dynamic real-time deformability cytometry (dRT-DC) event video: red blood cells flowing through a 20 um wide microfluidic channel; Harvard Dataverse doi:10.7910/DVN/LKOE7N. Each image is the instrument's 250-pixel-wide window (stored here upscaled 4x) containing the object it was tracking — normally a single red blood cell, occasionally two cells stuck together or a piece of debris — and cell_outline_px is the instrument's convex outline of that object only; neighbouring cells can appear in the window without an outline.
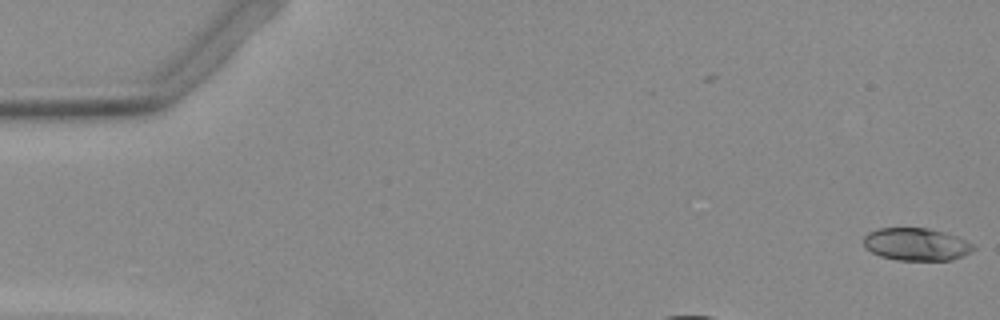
{"species": "Egyptian fruit bat (a non-hibernating species)", "species_latin": "Rousettus aegyptiacus", "temperature_condition": "warm", "stored_images_in_passage": 36, "camera_frame_rate_fps": 3000, "um_per_image_px": 0.085, "animal": {"sex": "female"}, "frame": {"image": 1, "passage_image": 1, "time_ms": 0.0, "image_size_px": [1000, 320], "cell_outline_px": [[976, 248], [972, 252], [952, 260], [896, 260], [880, 256], [864, 248], [864, 236], [868, 232], [880, 228], [928, 228], [944, 232], [956, 236], [972, 244]], "centroid_in_image_um": [77.87, 20.77], "position_along_channel_um": 7.1, "area_um2": 20.87}}
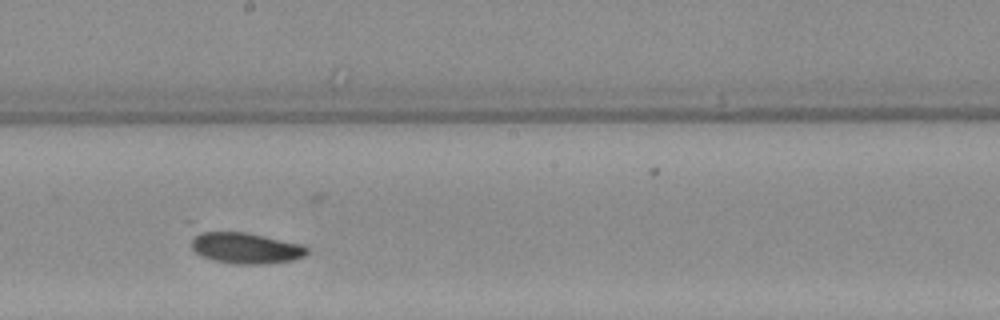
{"frame": {"image": 2, "passage_image": 23, "time_ms": 7.333, "image_size_px": [1000, 320], "cell_outline_px": [[308, 252], [304, 256], [292, 260], [272, 264], [232, 264], [212, 260], [200, 256], [192, 248], [184, 220], [192, 220], [304, 244], [308, 248]], "centroid_in_image_um": [20.44, 20.86], "position_along_channel_um": 227.8, "area_um2": 24.62}}
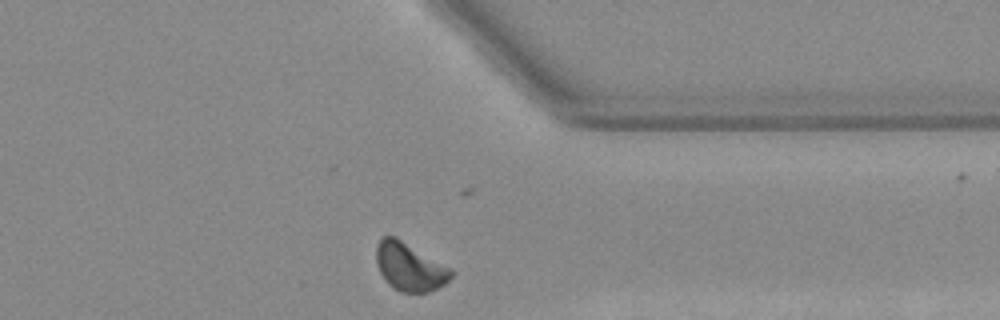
{"frame": {"image": 3, "passage_image": 35, "time_ms": 11.333, "image_size_px": [1000, 320], "cell_outline_px": [[452, 276], [444, 284], [428, 292], [400, 292], [392, 288], [384, 280], [376, 264], [376, 244], [384, 236], [396, 236], [452, 268]], "centroid_in_image_um": [34.8, 22.67], "position_along_channel_um": 376.6, "area_um2": 21.15}}